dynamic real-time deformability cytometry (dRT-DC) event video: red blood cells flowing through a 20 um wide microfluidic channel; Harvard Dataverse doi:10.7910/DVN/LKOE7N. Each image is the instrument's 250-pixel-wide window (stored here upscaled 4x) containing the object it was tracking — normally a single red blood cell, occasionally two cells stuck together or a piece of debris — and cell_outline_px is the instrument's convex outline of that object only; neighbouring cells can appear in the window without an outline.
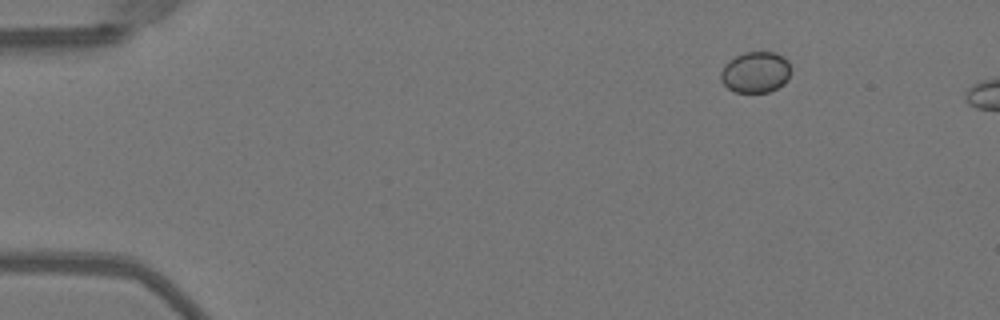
{"species": "Egyptian fruit bat (a non-hibernating species)", "species_latin": "Rousettus aegyptiacus", "temperature_condition": "warm", "stored_images_in_passage": 5, "camera_frame_rate_fps": 3000, "um_per_image_px": 0.085, "animal": {"sex": "female"}, "frame": {"image": 1, "passage_image": 1, "time_ms": 0.0, "image_size_px": [1000, 320], "cell_outline_px": [[788, 80], [784, 84], [768, 92], [736, 92], [728, 88], [720, 80], [720, 72], [724, 64], [728, 60], [744, 52], [776, 52], [784, 56], [788, 60]], "centroid_in_image_um": [64.19, 6.13], "position_along_channel_um": 20.8, "area_um2": 16.82}}